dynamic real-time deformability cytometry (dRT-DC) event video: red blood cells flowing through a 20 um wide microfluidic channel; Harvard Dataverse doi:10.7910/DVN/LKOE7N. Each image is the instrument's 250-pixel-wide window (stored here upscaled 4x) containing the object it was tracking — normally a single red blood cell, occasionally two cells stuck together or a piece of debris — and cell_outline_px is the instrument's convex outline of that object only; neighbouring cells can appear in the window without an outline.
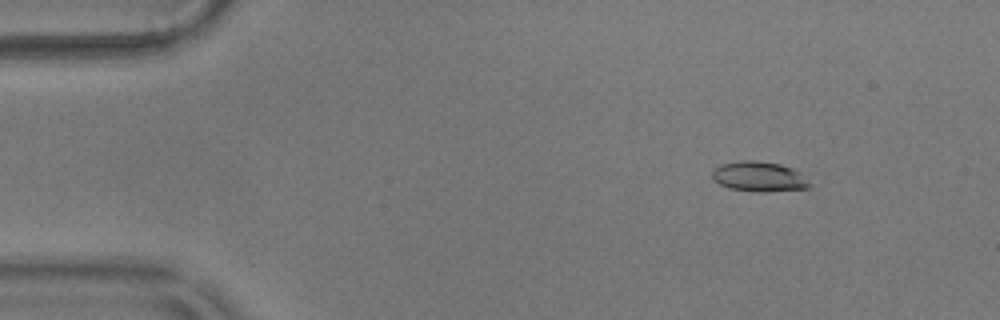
{"species": "common noctule bat (a hibernating species)", "species_latin": "Nyctalus noctula", "temperature_condition": "warm", "stored_images_in_passage": 50, "camera_frame_rate_fps": 3000, "um_per_image_px": 0.085, "animal": {"sex": "male", "body_mass_g": 17.9}, "frame": {"image": 1, "passage_image": 1, "time_ms": 0.0, "image_size_px": [1000, 320], "cell_outline_px": [[812, 184], [808, 188], [768, 192], [756, 192], [728, 188], [720, 184], [712, 176], [712, 172], [720, 164], [744, 160], [752, 160], [780, 164], [792, 168], [800, 172]], "centroid_in_image_um": [64.55, 15.02], "position_along_channel_um": 20.5, "area_um2": 17.05}}
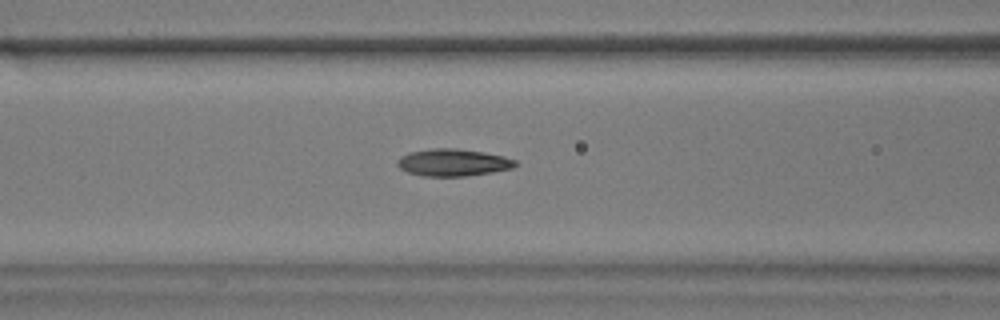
{"frame": {"image": 2, "passage_image": 17, "time_ms": 5.333, "image_size_px": [1000, 320], "cell_outline_px": [[516, 164], [512, 168], [492, 172], [464, 176], [424, 176], [408, 172], [400, 168], [396, 164], [396, 160], [400, 156], [408, 152], [432, 148], [456, 148], [484, 152], [504, 156], [516, 160]], "centroid_in_image_um": [38.47, 13.8], "position_along_channel_um": 128.1, "area_um2": 18.73}}
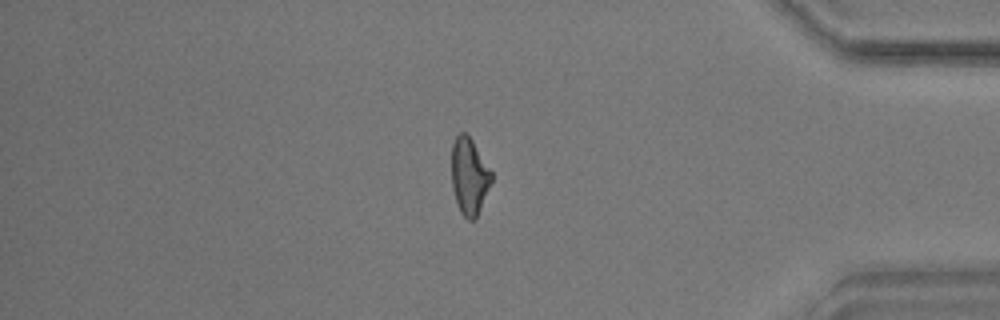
{"frame": {"image": 3, "passage_image": 42, "time_ms": 13.667, "image_size_px": [1000, 320], "cell_outline_px": [[492, 180], [476, 220], [468, 220], [460, 212], [456, 204], [452, 188], [452, 144], [456, 136], [460, 132], [464, 132], [472, 140], [492, 172]], "centroid_in_image_um": [39.88, 15.01], "position_along_channel_um": 395.3, "area_um2": 17.86}, "authors_computed_cell_mechanics": {"area_um2": 18.207, "velocity_mm_per_s": 3.5676, "shape_relaxation_time_tau1_ms": 8.4697, "shape_relaxation_time_tau2_ms": 2.8585, "deformation_change_tau1": 0.1953, "deformation_change_tau2": 0.1051}}